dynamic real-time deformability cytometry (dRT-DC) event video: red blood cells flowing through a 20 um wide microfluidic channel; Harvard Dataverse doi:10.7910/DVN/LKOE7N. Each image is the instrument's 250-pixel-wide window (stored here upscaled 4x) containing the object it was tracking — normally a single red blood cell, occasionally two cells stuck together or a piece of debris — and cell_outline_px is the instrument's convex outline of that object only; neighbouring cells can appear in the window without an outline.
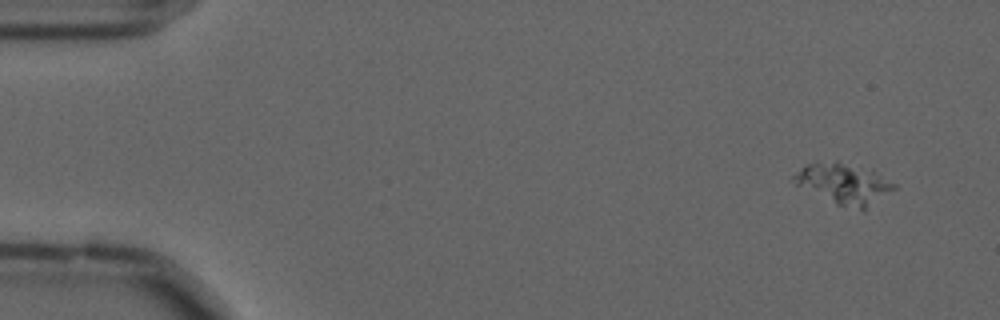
{"species": "common noctule bat (a hibernating species)", "species_latin": "Nyctalus noctula", "temperature_condition": "cold", "stored_images_in_passage": 4, "camera_frame_rate_fps": 3000, "um_per_image_px": 0.085, "animal": {"sex": "male", "forearm_length_mm": 52.5}, "frame": {"image": 1, "passage_image": 1, "time_ms": 0.0, "image_size_px": [1000, 320], "cell_outline_px": [[896, 188], [864, 212], [836, 204], [796, 184], [792, 176], [808, 164], [816, 160], [836, 160], [872, 172], [896, 184]], "centroid_in_image_um": [71.73, 15.63], "position_along_channel_um": 13.3, "area_um2": 23.41}}